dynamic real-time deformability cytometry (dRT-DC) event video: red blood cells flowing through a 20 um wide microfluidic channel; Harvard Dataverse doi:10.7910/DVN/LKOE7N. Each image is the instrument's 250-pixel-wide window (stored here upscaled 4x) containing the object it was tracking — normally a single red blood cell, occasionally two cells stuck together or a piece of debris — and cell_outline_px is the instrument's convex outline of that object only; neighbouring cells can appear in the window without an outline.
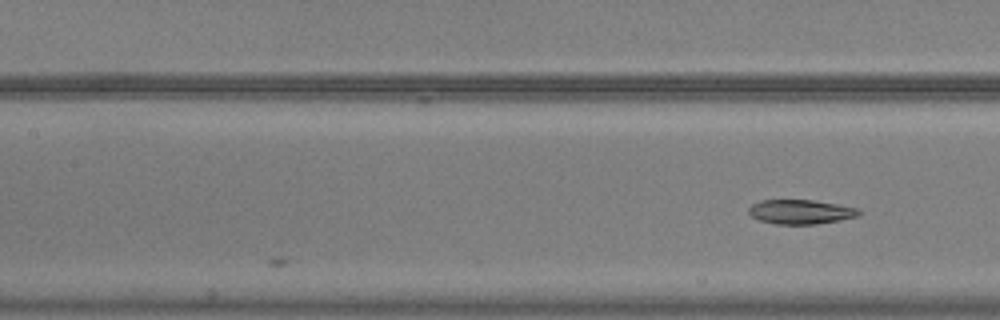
{"species": "common noctule bat (a hibernating species)", "species_latin": "Nyctalus noctula", "temperature_condition": "warm", "stored_images_in_passage": 10, "camera_frame_rate_fps": 3000, "um_per_image_px": 0.085, "animal": {"sex": "male", "body_mass_g": 20.5, "forearm_length_mm": 52.5}, "frame": {"image": 1, "passage_image": 10, "time_ms": 3.0, "image_size_px": [1000, 320], "cell_outline_px": [[864, 212], [860, 216], [840, 220], [816, 224], [776, 224], [760, 220], [752, 216], [748, 212], [748, 208], [752, 204], [760, 200], [812, 200], [860, 208]], "centroid_in_image_um": [68.11, 18.0], "position_along_channel_um": 139.3, "area_um2": 15.78}}